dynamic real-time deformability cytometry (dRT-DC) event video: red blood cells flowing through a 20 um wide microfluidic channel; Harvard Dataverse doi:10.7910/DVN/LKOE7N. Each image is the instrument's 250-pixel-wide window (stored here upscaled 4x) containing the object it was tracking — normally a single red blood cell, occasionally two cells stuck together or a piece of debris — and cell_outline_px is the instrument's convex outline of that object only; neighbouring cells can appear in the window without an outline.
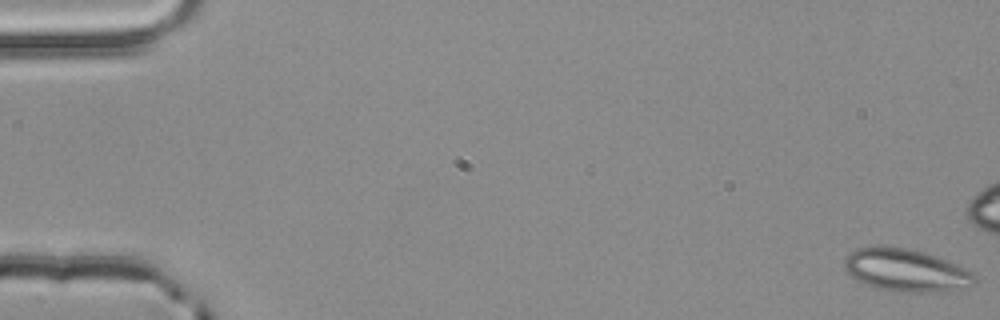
{"species": "common noctule bat (a hibernating species)", "species_latin": "Nyctalus noctula", "temperature_condition": "room temperature", "stored_images_in_passage": 56, "camera_frame_rate_fps": 3000, "um_per_image_px": 0.085, "animal": {"sex": "male", "body_mass_g": 20.4}, "frame": {"image": 1, "passage_image": 1, "time_ms": 0.0, "image_size_px": [1000, 320], "cell_outline_px": [[976, 284], [964, 288], [928, 292], [900, 292], [876, 288], [856, 280], [844, 268], [844, 260], [856, 248], [876, 244], [884, 244], [908, 248], [924, 252], [936, 256], [964, 268], [972, 272], [976, 276]], "centroid_in_image_um": [76.98, 22.94], "position_along_channel_um": 8.0, "area_um2": 32.6}}
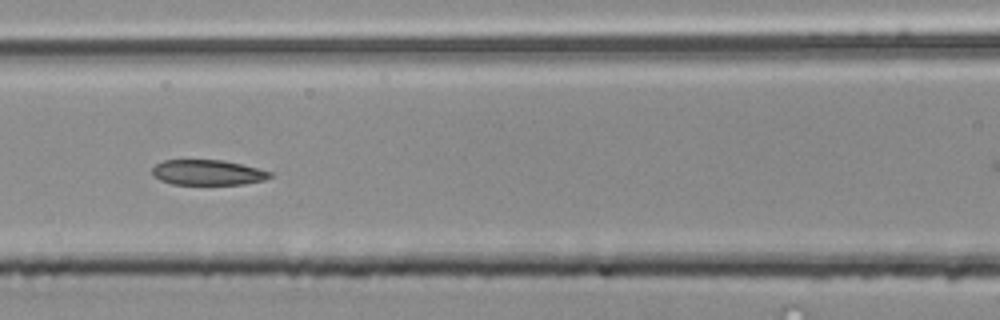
{"frame": {"image": 2, "passage_image": 25, "time_ms": 8.0, "image_size_px": [1000, 320], "cell_outline_px": [[272, 176], [264, 180], [244, 184], [172, 184], [160, 180], [152, 176], [152, 168], [156, 164], [164, 160], [224, 160], [272, 172]], "centroid_in_image_um": [17.63, 14.66], "position_along_channel_um": 149.0, "area_um2": 17.28}}
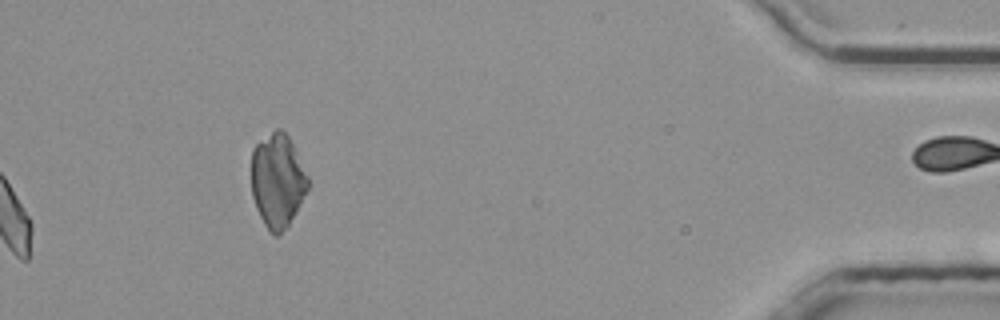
{"frame": {"image": 3, "passage_image": 56, "time_ms": 18.333, "image_size_px": [1000, 320], "cell_outline_px": [[308, 188], [288, 228], [280, 236], [272, 236], [264, 224], [256, 208], [252, 196], [252, 148], [256, 144], [276, 128], [280, 128], [288, 136], [308, 176]], "centroid_in_image_um": [23.58, 15.4], "position_along_channel_um": 411.6, "area_um2": 30.98}, "authors_computed_cell_mechanics": {"area_um2": 18.496, "velocity_mm_per_s": 3.841, "shape_relaxation_time_tau1_ms": 9.1039, "shape_relaxation_time_tau2_ms": 2.5771, "deformation_change_tau1": 0.1985, "deformation_change_tau2": 0.0848}}